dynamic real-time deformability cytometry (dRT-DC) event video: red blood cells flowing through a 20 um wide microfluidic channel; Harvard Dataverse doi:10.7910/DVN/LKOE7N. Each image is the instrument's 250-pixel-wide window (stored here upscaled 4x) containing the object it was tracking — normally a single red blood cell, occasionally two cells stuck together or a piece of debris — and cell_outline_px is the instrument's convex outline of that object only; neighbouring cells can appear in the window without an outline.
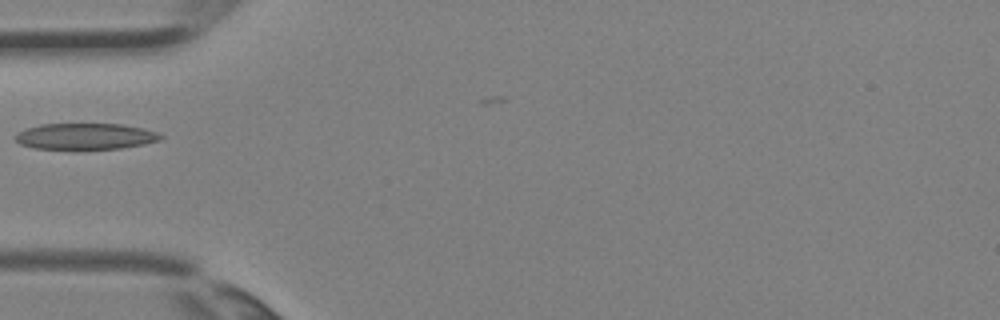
{"species": "Egyptian fruit bat (a non-hibernating species)", "species_latin": "Rousettus aegyptiacus", "temperature_condition": "room temperature", "stored_images_in_passage": 4, "camera_frame_rate_fps": 3000, "um_per_image_px": 0.085, "animal": {"sex": "female"}, "frame": {"image": 1, "passage_image": 4, "time_ms": 1.0, "image_size_px": [1000, 320], "cell_outline_px": [[164, 136], [160, 140], [144, 144], [120, 148], [36, 148], [20, 144], [12, 136], [16, 132], [24, 128], [40, 124], [120, 124], [140, 128], [156, 132]], "centroid_in_image_um": [7.2, 11.57], "position_along_channel_um": 77.8, "area_um2": 21.91}}